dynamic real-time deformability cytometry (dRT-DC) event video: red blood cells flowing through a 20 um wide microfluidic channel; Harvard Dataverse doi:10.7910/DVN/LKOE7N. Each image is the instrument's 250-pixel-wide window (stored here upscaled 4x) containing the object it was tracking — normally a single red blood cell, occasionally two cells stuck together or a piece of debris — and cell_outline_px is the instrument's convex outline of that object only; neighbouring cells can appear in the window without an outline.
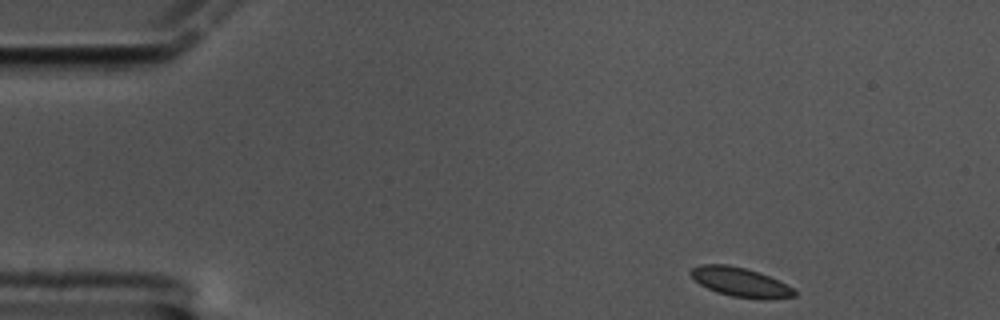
{"species": "common noctule bat (a hibernating species)", "species_latin": "Nyctalus noctula", "temperature_condition": "cold", "stored_images_in_passage": 54, "camera_frame_rate_fps": 3000, "um_per_image_px": 0.085, "animal": {"sex": "male", "body_mass_g": 17.5, "forearm_length_mm": 52.3}, "frame": {"image": 1, "passage_image": 1, "time_ms": 0.0, "image_size_px": [1000, 320], "cell_outline_px": [[796, 296], [764, 300], [732, 296], [716, 292], [700, 284], [688, 272], [692, 268], [700, 264], [728, 264], [760, 272], [792, 288], [796, 292]], "centroid_in_image_um": [62.91, 23.98], "position_along_channel_um": 22.1, "area_um2": 17.51}}
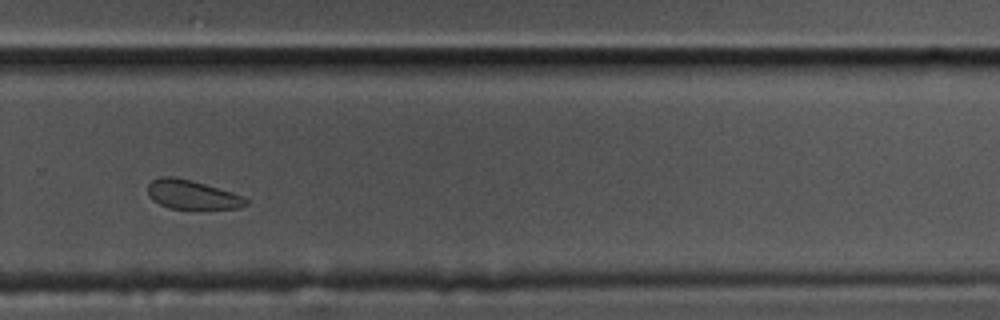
{"frame": {"image": 2, "passage_image": 35, "time_ms": 11.333, "image_size_px": [1000, 320], "cell_outline_px": [[248, 204], [240, 208], [168, 208], [152, 200], [148, 196], [148, 184], [152, 180], [160, 176], [172, 176], [204, 184], [232, 192], [244, 196], [248, 200]], "centroid_in_image_um": [16.31, 16.54], "position_along_channel_um": 313.5, "area_um2": 16.42}}
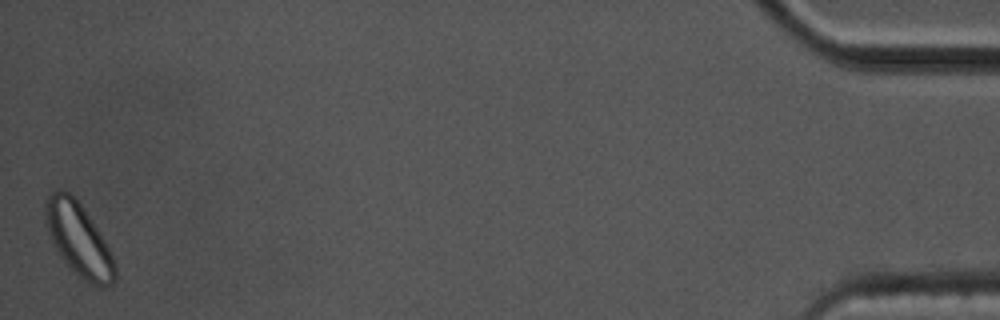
{"frame": {"image": 3, "passage_image": 54, "time_ms": 17.667, "image_size_px": [1000, 320], "cell_outline_px": [[116, 280], [112, 284], [104, 288], [92, 284], [80, 276], [68, 264], [56, 248], [48, 232], [44, 212], [44, 208], [48, 196], [56, 188], [64, 188], [80, 204], [104, 240], [116, 264]], "centroid_in_image_um": [6.69, 20.34], "position_along_channel_um": 428.5, "area_um2": 28.84}}